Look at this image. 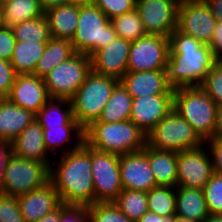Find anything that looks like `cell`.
I'll list each match as a JSON object with an SVG mask.
<instances>
[{
  "label": "cell",
  "instance_id": "obj_24",
  "mask_svg": "<svg viewBox=\"0 0 222 222\" xmlns=\"http://www.w3.org/2000/svg\"><path fill=\"white\" fill-rule=\"evenodd\" d=\"M41 127H82L73 116L72 102L50 98L35 114Z\"/></svg>",
  "mask_w": 222,
  "mask_h": 222
},
{
  "label": "cell",
  "instance_id": "obj_16",
  "mask_svg": "<svg viewBox=\"0 0 222 222\" xmlns=\"http://www.w3.org/2000/svg\"><path fill=\"white\" fill-rule=\"evenodd\" d=\"M123 189L148 192L157 187L147 158V145L141 150L119 156Z\"/></svg>",
  "mask_w": 222,
  "mask_h": 222
},
{
  "label": "cell",
  "instance_id": "obj_19",
  "mask_svg": "<svg viewBox=\"0 0 222 222\" xmlns=\"http://www.w3.org/2000/svg\"><path fill=\"white\" fill-rule=\"evenodd\" d=\"M17 199L25 222H37L61 205L58 192L50 181Z\"/></svg>",
  "mask_w": 222,
  "mask_h": 222
},
{
  "label": "cell",
  "instance_id": "obj_27",
  "mask_svg": "<svg viewBox=\"0 0 222 222\" xmlns=\"http://www.w3.org/2000/svg\"><path fill=\"white\" fill-rule=\"evenodd\" d=\"M147 158L157 186L177 187V153L147 145Z\"/></svg>",
  "mask_w": 222,
  "mask_h": 222
},
{
  "label": "cell",
  "instance_id": "obj_51",
  "mask_svg": "<svg viewBox=\"0 0 222 222\" xmlns=\"http://www.w3.org/2000/svg\"><path fill=\"white\" fill-rule=\"evenodd\" d=\"M214 136L222 138V105L217 106L216 128Z\"/></svg>",
  "mask_w": 222,
  "mask_h": 222
},
{
  "label": "cell",
  "instance_id": "obj_36",
  "mask_svg": "<svg viewBox=\"0 0 222 222\" xmlns=\"http://www.w3.org/2000/svg\"><path fill=\"white\" fill-rule=\"evenodd\" d=\"M88 222H136L130 220L114 202L95 203L88 206Z\"/></svg>",
  "mask_w": 222,
  "mask_h": 222
},
{
  "label": "cell",
  "instance_id": "obj_44",
  "mask_svg": "<svg viewBox=\"0 0 222 222\" xmlns=\"http://www.w3.org/2000/svg\"><path fill=\"white\" fill-rule=\"evenodd\" d=\"M212 157L214 172L222 174V138L214 136L205 141Z\"/></svg>",
  "mask_w": 222,
  "mask_h": 222
},
{
  "label": "cell",
  "instance_id": "obj_7",
  "mask_svg": "<svg viewBox=\"0 0 222 222\" xmlns=\"http://www.w3.org/2000/svg\"><path fill=\"white\" fill-rule=\"evenodd\" d=\"M204 144L194 128L174 109L147 134V145L157 150L178 153Z\"/></svg>",
  "mask_w": 222,
  "mask_h": 222
},
{
  "label": "cell",
  "instance_id": "obj_14",
  "mask_svg": "<svg viewBox=\"0 0 222 222\" xmlns=\"http://www.w3.org/2000/svg\"><path fill=\"white\" fill-rule=\"evenodd\" d=\"M179 0H136L147 34L169 37L177 29Z\"/></svg>",
  "mask_w": 222,
  "mask_h": 222
},
{
  "label": "cell",
  "instance_id": "obj_42",
  "mask_svg": "<svg viewBox=\"0 0 222 222\" xmlns=\"http://www.w3.org/2000/svg\"><path fill=\"white\" fill-rule=\"evenodd\" d=\"M16 76L11 62L0 59V99L8 97Z\"/></svg>",
  "mask_w": 222,
  "mask_h": 222
},
{
  "label": "cell",
  "instance_id": "obj_38",
  "mask_svg": "<svg viewBox=\"0 0 222 222\" xmlns=\"http://www.w3.org/2000/svg\"><path fill=\"white\" fill-rule=\"evenodd\" d=\"M203 192L209 214L222 215V174L214 172Z\"/></svg>",
  "mask_w": 222,
  "mask_h": 222
},
{
  "label": "cell",
  "instance_id": "obj_21",
  "mask_svg": "<svg viewBox=\"0 0 222 222\" xmlns=\"http://www.w3.org/2000/svg\"><path fill=\"white\" fill-rule=\"evenodd\" d=\"M11 145L13 155L44 162L50 167L52 156L44 144L43 128L35 119L11 142Z\"/></svg>",
  "mask_w": 222,
  "mask_h": 222
},
{
  "label": "cell",
  "instance_id": "obj_52",
  "mask_svg": "<svg viewBox=\"0 0 222 222\" xmlns=\"http://www.w3.org/2000/svg\"><path fill=\"white\" fill-rule=\"evenodd\" d=\"M203 222H222V215L210 214Z\"/></svg>",
  "mask_w": 222,
  "mask_h": 222
},
{
  "label": "cell",
  "instance_id": "obj_1",
  "mask_svg": "<svg viewBox=\"0 0 222 222\" xmlns=\"http://www.w3.org/2000/svg\"><path fill=\"white\" fill-rule=\"evenodd\" d=\"M59 159L50 164L49 181L57 190L61 204H94L91 147L84 142L80 148L61 154Z\"/></svg>",
  "mask_w": 222,
  "mask_h": 222
},
{
  "label": "cell",
  "instance_id": "obj_11",
  "mask_svg": "<svg viewBox=\"0 0 222 222\" xmlns=\"http://www.w3.org/2000/svg\"><path fill=\"white\" fill-rule=\"evenodd\" d=\"M169 37L146 34L131 42L127 72L166 70L169 57Z\"/></svg>",
  "mask_w": 222,
  "mask_h": 222
},
{
  "label": "cell",
  "instance_id": "obj_33",
  "mask_svg": "<svg viewBox=\"0 0 222 222\" xmlns=\"http://www.w3.org/2000/svg\"><path fill=\"white\" fill-rule=\"evenodd\" d=\"M148 211L159 216L176 215V187L157 186L147 192Z\"/></svg>",
  "mask_w": 222,
  "mask_h": 222
},
{
  "label": "cell",
  "instance_id": "obj_37",
  "mask_svg": "<svg viewBox=\"0 0 222 222\" xmlns=\"http://www.w3.org/2000/svg\"><path fill=\"white\" fill-rule=\"evenodd\" d=\"M200 87L217 106L222 105V60L213 64Z\"/></svg>",
  "mask_w": 222,
  "mask_h": 222
},
{
  "label": "cell",
  "instance_id": "obj_4",
  "mask_svg": "<svg viewBox=\"0 0 222 222\" xmlns=\"http://www.w3.org/2000/svg\"><path fill=\"white\" fill-rule=\"evenodd\" d=\"M173 109L204 141L214 137L217 105L200 86L174 89Z\"/></svg>",
  "mask_w": 222,
  "mask_h": 222
},
{
  "label": "cell",
  "instance_id": "obj_28",
  "mask_svg": "<svg viewBox=\"0 0 222 222\" xmlns=\"http://www.w3.org/2000/svg\"><path fill=\"white\" fill-rule=\"evenodd\" d=\"M39 0H4L0 2L1 25L14 27L21 22L44 15Z\"/></svg>",
  "mask_w": 222,
  "mask_h": 222
},
{
  "label": "cell",
  "instance_id": "obj_3",
  "mask_svg": "<svg viewBox=\"0 0 222 222\" xmlns=\"http://www.w3.org/2000/svg\"><path fill=\"white\" fill-rule=\"evenodd\" d=\"M85 142L96 150L120 156L141 151L147 145V134L131 120L93 122L85 129Z\"/></svg>",
  "mask_w": 222,
  "mask_h": 222
},
{
  "label": "cell",
  "instance_id": "obj_13",
  "mask_svg": "<svg viewBox=\"0 0 222 222\" xmlns=\"http://www.w3.org/2000/svg\"><path fill=\"white\" fill-rule=\"evenodd\" d=\"M213 173L212 157L205 144L177 153V186L203 189Z\"/></svg>",
  "mask_w": 222,
  "mask_h": 222
},
{
  "label": "cell",
  "instance_id": "obj_25",
  "mask_svg": "<svg viewBox=\"0 0 222 222\" xmlns=\"http://www.w3.org/2000/svg\"><path fill=\"white\" fill-rule=\"evenodd\" d=\"M42 128L44 132V144L46 146V149L49 153H51V155L54 156H56V153H58L59 148L60 150L64 148V151L61 150L60 154H66L70 151L80 148L85 142V129L83 127H42ZM65 144L68 147H65Z\"/></svg>",
  "mask_w": 222,
  "mask_h": 222
},
{
  "label": "cell",
  "instance_id": "obj_50",
  "mask_svg": "<svg viewBox=\"0 0 222 222\" xmlns=\"http://www.w3.org/2000/svg\"><path fill=\"white\" fill-rule=\"evenodd\" d=\"M37 222H60V206L49 214H46Z\"/></svg>",
  "mask_w": 222,
  "mask_h": 222
},
{
  "label": "cell",
  "instance_id": "obj_32",
  "mask_svg": "<svg viewBox=\"0 0 222 222\" xmlns=\"http://www.w3.org/2000/svg\"><path fill=\"white\" fill-rule=\"evenodd\" d=\"M11 29L18 41L47 43L52 38L50 24L45 14L25 20Z\"/></svg>",
  "mask_w": 222,
  "mask_h": 222
},
{
  "label": "cell",
  "instance_id": "obj_10",
  "mask_svg": "<svg viewBox=\"0 0 222 222\" xmlns=\"http://www.w3.org/2000/svg\"><path fill=\"white\" fill-rule=\"evenodd\" d=\"M91 166L94 184V204L114 202L123 190L119 155L91 147Z\"/></svg>",
  "mask_w": 222,
  "mask_h": 222
},
{
  "label": "cell",
  "instance_id": "obj_31",
  "mask_svg": "<svg viewBox=\"0 0 222 222\" xmlns=\"http://www.w3.org/2000/svg\"><path fill=\"white\" fill-rule=\"evenodd\" d=\"M132 96L120 82L106 103L99 119L94 122H121L129 120L131 115Z\"/></svg>",
  "mask_w": 222,
  "mask_h": 222
},
{
  "label": "cell",
  "instance_id": "obj_29",
  "mask_svg": "<svg viewBox=\"0 0 222 222\" xmlns=\"http://www.w3.org/2000/svg\"><path fill=\"white\" fill-rule=\"evenodd\" d=\"M75 53L70 40L51 38L46 43L45 51L38 60L33 74L44 78L58 64L68 60Z\"/></svg>",
  "mask_w": 222,
  "mask_h": 222
},
{
  "label": "cell",
  "instance_id": "obj_35",
  "mask_svg": "<svg viewBox=\"0 0 222 222\" xmlns=\"http://www.w3.org/2000/svg\"><path fill=\"white\" fill-rule=\"evenodd\" d=\"M111 23L114 26L117 36L130 42L136 41L147 34L136 8L113 18Z\"/></svg>",
  "mask_w": 222,
  "mask_h": 222
},
{
  "label": "cell",
  "instance_id": "obj_6",
  "mask_svg": "<svg viewBox=\"0 0 222 222\" xmlns=\"http://www.w3.org/2000/svg\"><path fill=\"white\" fill-rule=\"evenodd\" d=\"M116 37L111 20L94 3L79 5L78 25L71 40L75 52L91 57Z\"/></svg>",
  "mask_w": 222,
  "mask_h": 222
},
{
  "label": "cell",
  "instance_id": "obj_43",
  "mask_svg": "<svg viewBox=\"0 0 222 222\" xmlns=\"http://www.w3.org/2000/svg\"><path fill=\"white\" fill-rule=\"evenodd\" d=\"M16 45V38L10 27L0 25V59L11 61L14 48Z\"/></svg>",
  "mask_w": 222,
  "mask_h": 222
},
{
  "label": "cell",
  "instance_id": "obj_15",
  "mask_svg": "<svg viewBox=\"0 0 222 222\" xmlns=\"http://www.w3.org/2000/svg\"><path fill=\"white\" fill-rule=\"evenodd\" d=\"M174 107V94H155L132 98L131 120L148 134Z\"/></svg>",
  "mask_w": 222,
  "mask_h": 222
},
{
  "label": "cell",
  "instance_id": "obj_8",
  "mask_svg": "<svg viewBox=\"0 0 222 222\" xmlns=\"http://www.w3.org/2000/svg\"><path fill=\"white\" fill-rule=\"evenodd\" d=\"M49 176L50 167L46 163L12 154L6 164L0 192L18 197L44 186Z\"/></svg>",
  "mask_w": 222,
  "mask_h": 222
},
{
  "label": "cell",
  "instance_id": "obj_20",
  "mask_svg": "<svg viewBox=\"0 0 222 222\" xmlns=\"http://www.w3.org/2000/svg\"><path fill=\"white\" fill-rule=\"evenodd\" d=\"M120 82L132 98L155 94H174V89L167 81L166 70L126 72Z\"/></svg>",
  "mask_w": 222,
  "mask_h": 222
},
{
  "label": "cell",
  "instance_id": "obj_46",
  "mask_svg": "<svg viewBox=\"0 0 222 222\" xmlns=\"http://www.w3.org/2000/svg\"><path fill=\"white\" fill-rule=\"evenodd\" d=\"M214 57L217 60L222 59V21H218L216 25L215 35L210 45Z\"/></svg>",
  "mask_w": 222,
  "mask_h": 222
},
{
  "label": "cell",
  "instance_id": "obj_54",
  "mask_svg": "<svg viewBox=\"0 0 222 222\" xmlns=\"http://www.w3.org/2000/svg\"><path fill=\"white\" fill-rule=\"evenodd\" d=\"M175 222H195L186 217L175 216Z\"/></svg>",
  "mask_w": 222,
  "mask_h": 222
},
{
  "label": "cell",
  "instance_id": "obj_45",
  "mask_svg": "<svg viewBox=\"0 0 222 222\" xmlns=\"http://www.w3.org/2000/svg\"><path fill=\"white\" fill-rule=\"evenodd\" d=\"M12 154L11 142L0 139V187L4 177L6 164L8 163V160Z\"/></svg>",
  "mask_w": 222,
  "mask_h": 222
},
{
  "label": "cell",
  "instance_id": "obj_26",
  "mask_svg": "<svg viewBox=\"0 0 222 222\" xmlns=\"http://www.w3.org/2000/svg\"><path fill=\"white\" fill-rule=\"evenodd\" d=\"M203 189L176 187V215L195 222H203L209 216Z\"/></svg>",
  "mask_w": 222,
  "mask_h": 222
},
{
  "label": "cell",
  "instance_id": "obj_47",
  "mask_svg": "<svg viewBox=\"0 0 222 222\" xmlns=\"http://www.w3.org/2000/svg\"><path fill=\"white\" fill-rule=\"evenodd\" d=\"M137 222H175V216H159L147 211Z\"/></svg>",
  "mask_w": 222,
  "mask_h": 222
},
{
  "label": "cell",
  "instance_id": "obj_40",
  "mask_svg": "<svg viewBox=\"0 0 222 222\" xmlns=\"http://www.w3.org/2000/svg\"><path fill=\"white\" fill-rule=\"evenodd\" d=\"M110 20L132 11L136 0H94L93 2Z\"/></svg>",
  "mask_w": 222,
  "mask_h": 222
},
{
  "label": "cell",
  "instance_id": "obj_30",
  "mask_svg": "<svg viewBox=\"0 0 222 222\" xmlns=\"http://www.w3.org/2000/svg\"><path fill=\"white\" fill-rule=\"evenodd\" d=\"M45 48L46 43L16 40L13 56L10 61L16 74H33Z\"/></svg>",
  "mask_w": 222,
  "mask_h": 222
},
{
  "label": "cell",
  "instance_id": "obj_55",
  "mask_svg": "<svg viewBox=\"0 0 222 222\" xmlns=\"http://www.w3.org/2000/svg\"><path fill=\"white\" fill-rule=\"evenodd\" d=\"M179 1L181 3V2H186V1H204V0H179Z\"/></svg>",
  "mask_w": 222,
  "mask_h": 222
},
{
  "label": "cell",
  "instance_id": "obj_17",
  "mask_svg": "<svg viewBox=\"0 0 222 222\" xmlns=\"http://www.w3.org/2000/svg\"><path fill=\"white\" fill-rule=\"evenodd\" d=\"M130 48V41L117 36L109 45L90 57L91 70L120 81L127 72Z\"/></svg>",
  "mask_w": 222,
  "mask_h": 222
},
{
  "label": "cell",
  "instance_id": "obj_34",
  "mask_svg": "<svg viewBox=\"0 0 222 222\" xmlns=\"http://www.w3.org/2000/svg\"><path fill=\"white\" fill-rule=\"evenodd\" d=\"M114 204L130 220L137 222L148 211L147 192L123 189Z\"/></svg>",
  "mask_w": 222,
  "mask_h": 222
},
{
  "label": "cell",
  "instance_id": "obj_18",
  "mask_svg": "<svg viewBox=\"0 0 222 222\" xmlns=\"http://www.w3.org/2000/svg\"><path fill=\"white\" fill-rule=\"evenodd\" d=\"M7 99L36 114L50 96L43 78L35 74H20L16 76Z\"/></svg>",
  "mask_w": 222,
  "mask_h": 222
},
{
  "label": "cell",
  "instance_id": "obj_9",
  "mask_svg": "<svg viewBox=\"0 0 222 222\" xmlns=\"http://www.w3.org/2000/svg\"><path fill=\"white\" fill-rule=\"evenodd\" d=\"M90 71L91 59L82 53L58 64L43 78L50 98L71 101Z\"/></svg>",
  "mask_w": 222,
  "mask_h": 222
},
{
  "label": "cell",
  "instance_id": "obj_2",
  "mask_svg": "<svg viewBox=\"0 0 222 222\" xmlns=\"http://www.w3.org/2000/svg\"><path fill=\"white\" fill-rule=\"evenodd\" d=\"M169 48L166 72L173 89L201 86L217 61L209 45H203L178 29L169 36Z\"/></svg>",
  "mask_w": 222,
  "mask_h": 222
},
{
  "label": "cell",
  "instance_id": "obj_48",
  "mask_svg": "<svg viewBox=\"0 0 222 222\" xmlns=\"http://www.w3.org/2000/svg\"><path fill=\"white\" fill-rule=\"evenodd\" d=\"M211 13L218 21H222V0H204Z\"/></svg>",
  "mask_w": 222,
  "mask_h": 222
},
{
  "label": "cell",
  "instance_id": "obj_22",
  "mask_svg": "<svg viewBox=\"0 0 222 222\" xmlns=\"http://www.w3.org/2000/svg\"><path fill=\"white\" fill-rule=\"evenodd\" d=\"M34 119L31 111L0 99V139L12 142Z\"/></svg>",
  "mask_w": 222,
  "mask_h": 222
},
{
  "label": "cell",
  "instance_id": "obj_53",
  "mask_svg": "<svg viewBox=\"0 0 222 222\" xmlns=\"http://www.w3.org/2000/svg\"><path fill=\"white\" fill-rule=\"evenodd\" d=\"M94 0H67V4H75V5H89L92 4Z\"/></svg>",
  "mask_w": 222,
  "mask_h": 222
},
{
  "label": "cell",
  "instance_id": "obj_49",
  "mask_svg": "<svg viewBox=\"0 0 222 222\" xmlns=\"http://www.w3.org/2000/svg\"><path fill=\"white\" fill-rule=\"evenodd\" d=\"M41 8L44 12L50 8L67 4V0H39Z\"/></svg>",
  "mask_w": 222,
  "mask_h": 222
},
{
  "label": "cell",
  "instance_id": "obj_41",
  "mask_svg": "<svg viewBox=\"0 0 222 222\" xmlns=\"http://www.w3.org/2000/svg\"><path fill=\"white\" fill-rule=\"evenodd\" d=\"M60 222H88V206L61 204Z\"/></svg>",
  "mask_w": 222,
  "mask_h": 222
},
{
  "label": "cell",
  "instance_id": "obj_12",
  "mask_svg": "<svg viewBox=\"0 0 222 222\" xmlns=\"http://www.w3.org/2000/svg\"><path fill=\"white\" fill-rule=\"evenodd\" d=\"M217 22L205 1H186L179 4L177 29L203 45H211Z\"/></svg>",
  "mask_w": 222,
  "mask_h": 222
},
{
  "label": "cell",
  "instance_id": "obj_39",
  "mask_svg": "<svg viewBox=\"0 0 222 222\" xmlns=\"http://www.w3.org/2000/svg\"><path fill=\"white\" fill-rule=\"evenodd\" d=\"M0 222H25L17 196L0 192Z\"/></svg>",
  "mask_w": 222,
  "mask_h": 222
},
{
  "label": "cell",
  "instance_id": "obj_5",
  "mask_svg": "<svg viewBox=\"0 0 222 222\" xmlns=\"http://www.w3.org/2000/svg\"><path fill=\"white\" fill-rule=\"evenodd\" d=\"M119 83L120 81L113 77L98 74L93 70L89 72L71 100L73 116L84 129L99 119Z\"/></svg>",
  "mask_w": 222,
  "mask_h": 222
},
{
  "label": "cell",
  "instance_id": "obj_23",
  "mask_svg": "<svg viewBox=\"0 0 222 222\" xmlns=\"http://www.w3.org/2000/svg\"><path fill=\"white\" fill-rule=\"evenodd\" d=\"M52 38L72 40L78 25L79 5L63 4L45 11Z\"/></svg>",
  "mask_w": 222,
  "mask_h": 222
}]
</instances>
